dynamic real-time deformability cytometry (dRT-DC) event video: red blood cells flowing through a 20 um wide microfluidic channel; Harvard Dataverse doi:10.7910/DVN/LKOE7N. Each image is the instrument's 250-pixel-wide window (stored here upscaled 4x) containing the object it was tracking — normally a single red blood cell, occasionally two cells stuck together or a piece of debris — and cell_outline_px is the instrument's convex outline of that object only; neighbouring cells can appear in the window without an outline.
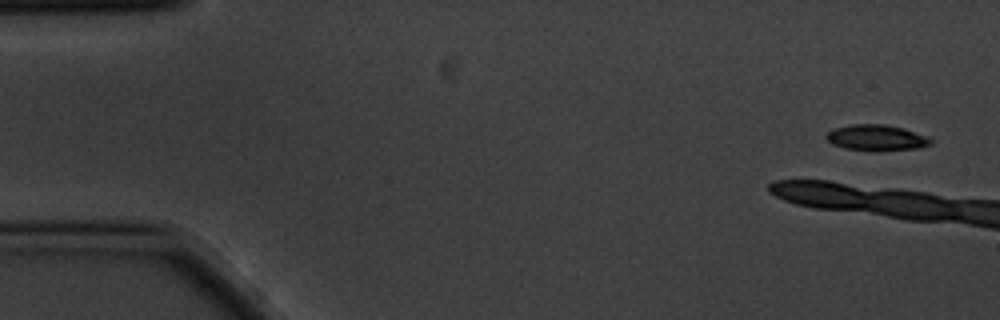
{"species": "common noctule bat (a hibernating species)", "species_latin": "Nyctalus noctula", "temperature_condition": "cold", "stored_images_in_passage": 4, "camera_frame_rate_fps": 3000, "um_per_image_px": 0.085, "animal": {"sex": "male", "body_mass_g": 20.1, "forearm_length_mm": 53.5}, "frame": {"image": 1, "passage_image": 1, "time_ms": 0.0, "image_size_px": [1000, 320], "cell_outline_px": [[936, 140], [932, 144], [920, 148], [844, 148], [832, 144], [824, 136], [828, 132], [836, 128], [852, 124], [884, 124], [904, 128]], "centroid_in_image_um": [74.52, 11.65], "position_along_channel_um": 10.5, "area_um2": 14.97}}